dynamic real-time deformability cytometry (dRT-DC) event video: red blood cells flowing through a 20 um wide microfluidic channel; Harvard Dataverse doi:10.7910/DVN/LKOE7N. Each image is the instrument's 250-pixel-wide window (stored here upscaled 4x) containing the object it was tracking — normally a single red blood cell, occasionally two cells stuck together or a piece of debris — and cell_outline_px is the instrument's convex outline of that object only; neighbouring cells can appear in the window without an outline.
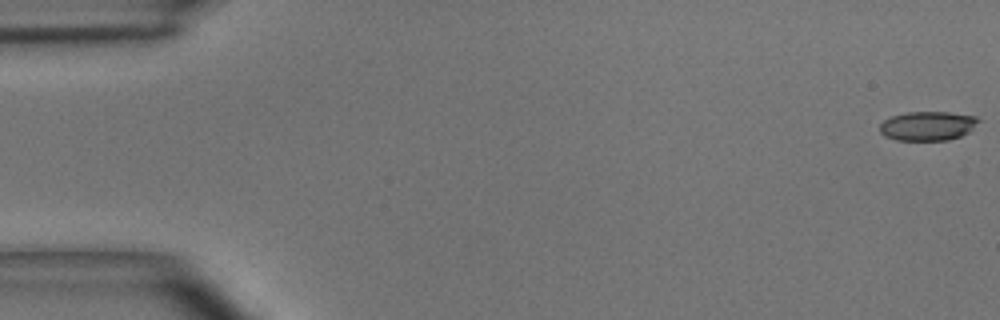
{"species": "common noctule bat (a hibernating species)", "species_latin": "Nyctalus noctula", "temperature_condition": "room temperature", "stored_images_in_passage": 50, "camera_frame_rate_fps": 3000, "um_per_image_px": 0.085, "animal": {"sex": "male", "body_mass_g": 15.6}, "frame": {"image": 1, "passage_image": 1, "time_ms": 0.0, "image_size_px": [1000, 320], "cell_outline_px": [[980, 120], [968, 132], [960, 136], [948, 140], [896, 140], [884, 136], [880, 132], [880, 124], [884, 120], [892, 116], [908, 112], [948, 112], [976, 116]], "centroid_in_image_um": [78.83, 10.7], "position_along_channel_um": 6.2, "area_um2": 16.7}}
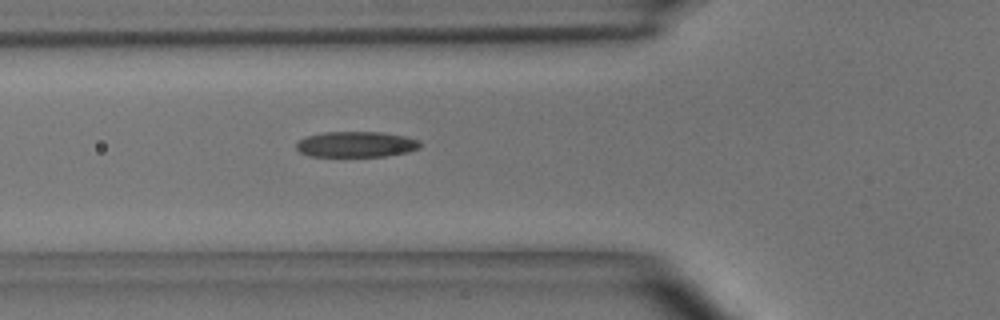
{"frame": {"image": 2, "passage_image": 18, "time_ms": 5.667, "image_size_px": [1000, 320], "cell_outline_px": [[420, 148], [408, 152], [384, 156], [308, 156], [300, 152], [296, 148], [296, 144], [300, 140], [308, 136], [324, 132], [380, 132], [404, 136], [420, 140]], "centroid_in_image_um": [30.28, 12.27], "position_along_channel_um": 95.5, "area_um2": 18.44}}
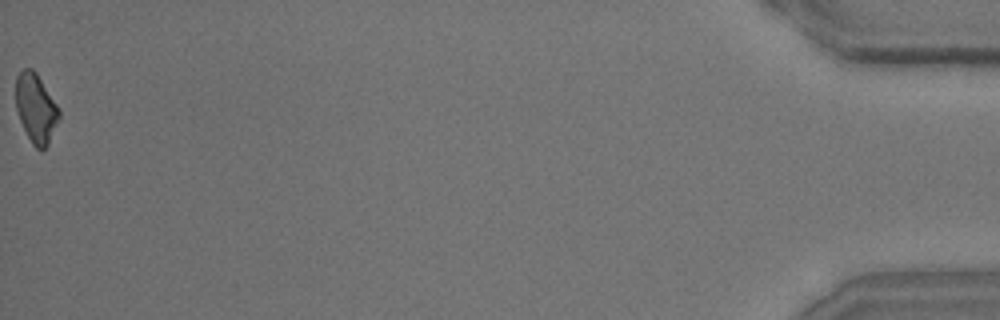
{"frame": {"image": 3, "passage_image": 50, "time_ms": 16.333, "image_size_px": [1000, 320], "cell_outline_px": [[60, 116], [48, 144], [44, 148], [36, 148], [32, 144], [20, 120], [16, 108], [16, 76], [24, 68], [32, 68], [36, 72], [56, 104], [60, 112]], "centroid_in_image_um": [3.04, 9.18], "position_along_channel_um": 432.2, "area_um2": 17.05}, "authors_computed_cell_mechanics": {"area_um2": 18.0625, "velocity_mm_per_s": 4.062, "shape_relaxation_time_tau1_ms": 4.2563, "shape_relaxation_time_tau2_ms": 3.2251, "deformation_change_tau1": 0.142, "deformation_change_tau2": 0.1231}}